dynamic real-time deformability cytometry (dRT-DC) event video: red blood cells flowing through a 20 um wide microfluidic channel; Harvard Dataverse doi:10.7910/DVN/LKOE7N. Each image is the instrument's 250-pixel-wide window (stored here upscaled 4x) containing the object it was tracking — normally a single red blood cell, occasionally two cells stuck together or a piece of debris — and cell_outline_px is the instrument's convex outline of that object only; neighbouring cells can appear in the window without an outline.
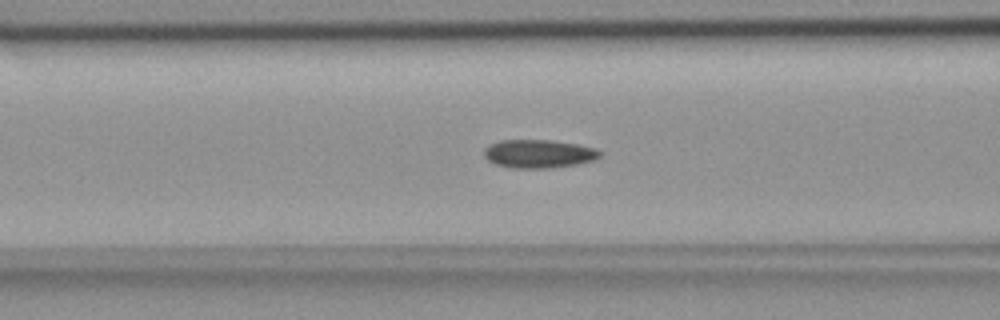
{"species": "common noctule bat (a hibernating species)", "species_latin": "Nyctalus noctula", "temperature_condition": "room temperature", "stored_images_in_passage": 49, "camera_frame_rate_fps": 3000, "um_per_image_px": 0.085, "animal": {"sex": "female", "body_mass_g": 18.4}, "frame": {"image": 1, "passage_image": 16, "time_ms": 5.0, "image_size_px": [1000, 320], "cell_outline_px": [[604, 152], [600, 156], [592, 160], [576, 164], [548, 168], [512, 168], [496, 164], [488, 160], [484, 156], [484, 148], [500, 140], [548, 140], [576, 144], [596, 148]], "centroid_in_image_um": [45.79, 13.07], "position_along_channel_um": 120.8, "area_um2": 19.02}}
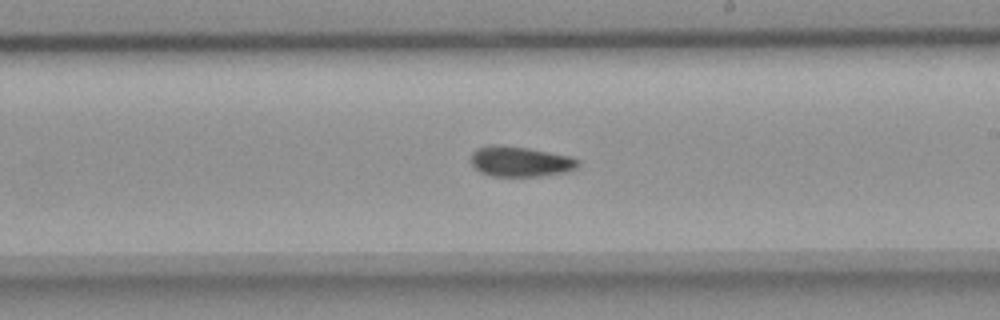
{"frame": {"image": 2, "passage_image": 26, "time_ms": 8.333, "image_size_px": [1000, 320], "cell_outline_px": [[580, 164], [576, 168], [564, 172], [540, 176], [492, 176], [480, 172], [472, 164], [472, 152], [476, 148], [500, 144], [528, 148], [572, 156], [580, 160]], "centroid_in_image_um": [44.25, 13.72], "position_along_channel_um": 244.8, "area_um2": 18.9}}
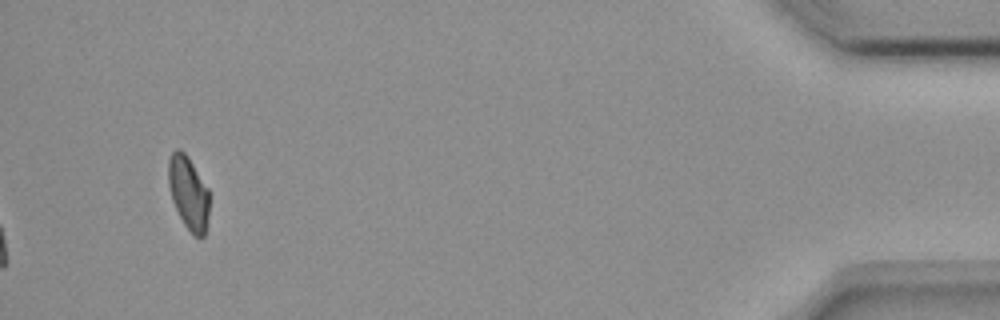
{"frame": {"image": 3, "passage_image": 46, "time_ms": 15.0, "image_size_px": [1000, 320], "cell_outline_px": [[208, 216], [204, 236], [200, 240], [192, 236], [184, 224], [172, 200], [168, 184], [168, 160], [172, 152], [176, 148], [180, 148], [188, 156], [208, 188]], "centroid_in_image_um": [16.01, 16.4], "position_along_channel_um": 419.2, "area_um2": 17.63}, "authors_computed_cell_mechanics": {"area_um2": 18.6694, "velocity_mm_per_s": 3.7275, "shape_relaxation_time_tau1_ms": 8.7558, "shape_relaxation_time_tau2_ms": 7.9546, "deformation_change_tau1": 0.149, "deformation_change_tau2": 0.1165}}